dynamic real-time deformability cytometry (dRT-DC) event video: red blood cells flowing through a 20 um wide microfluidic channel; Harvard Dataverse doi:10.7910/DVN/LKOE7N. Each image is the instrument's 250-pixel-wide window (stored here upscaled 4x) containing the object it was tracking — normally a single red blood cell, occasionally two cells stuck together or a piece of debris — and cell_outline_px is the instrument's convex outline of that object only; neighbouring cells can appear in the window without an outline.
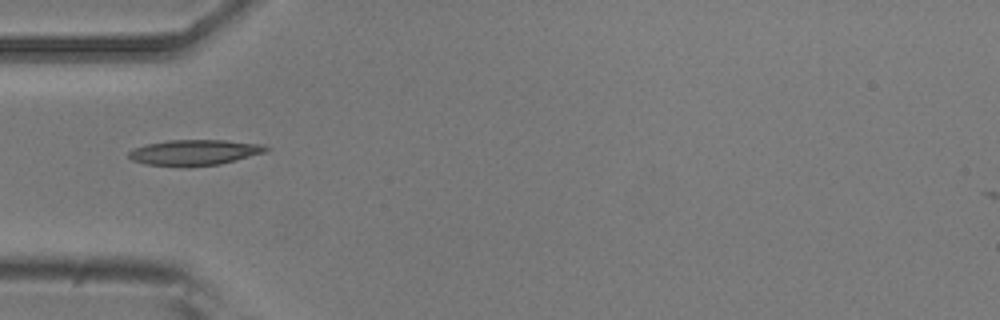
{"species": "common noctule bat (a hibernating species)", "species_latin": "Nyctalus noctula", "temperature_condition": "room temperature", "stored_images_in_passage": 5, "camera_frame_rate_fps": 3000, "um_per_image_px": 0.085, "animal": {"sex": "male", "body_mass_g": 20.5, "forearm_length_mm": 52.5}, "frame": {"image": 1, "passage_image": 1, "time_ms": 0.0, "image_size_px": [1000, 320], "cell_outline_px": [[272, 148], [264, 152], [220, 164], [188, 168], [144, 164], [132, 160], [128, 156], [128, 152], [132, 148], [148, 144], [168, 140], [224, 140], [264, 144]], "centroid_in_image_um": [16.51, 12.97], "position_along_channel_um": 68.5, "area_um2": 20.81}}
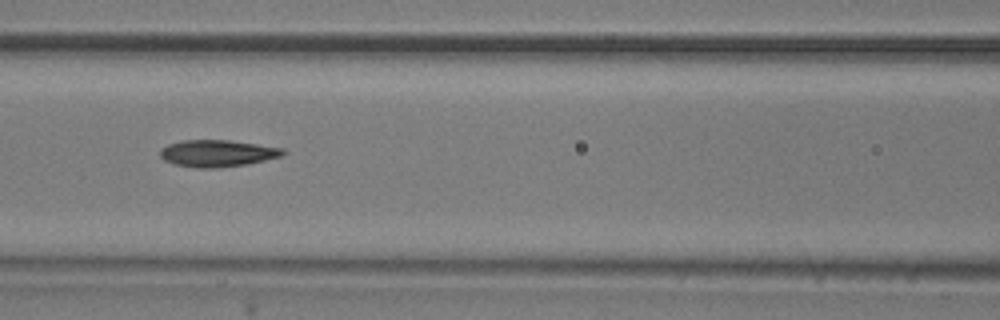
{"frame": {"image": 2, "passage_image": 3, "time_ms": 2.0, "image_size_px": [1000, 320], "cell_outline_px": [[288, 152], [280, 156], [264, 160], [244, 164], [216, 168], [196, 168], [176, 164], [164, 160], [160, 156], [160, 148], [168, 144], [184, 140], [228, 140], [284, 148]], "centroid_in_image_um": [18.46, 13.02], "position_along_channel_um": 148.1, "area_um2": 19.07}}
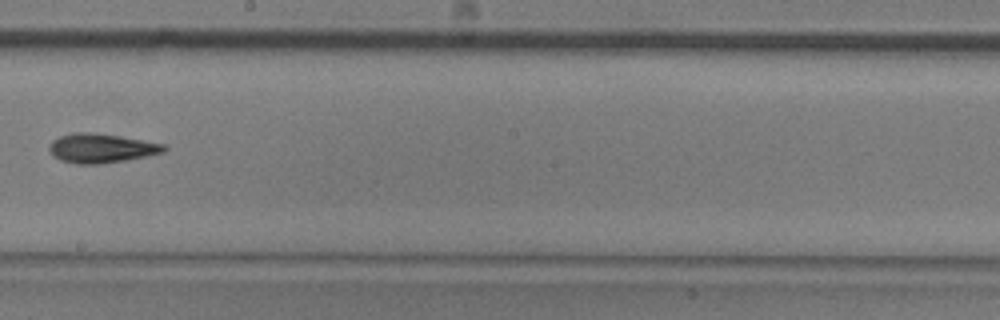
{"frame": {"image": 3, "passage_image": 5, "time_ms": 4.333, "image_size_px": [1000, 320], "cell_outline_px": [[168, 148], [164, 152], [124, 160], [96, 164], [76, 164], [60, 160], [52, 156], [48, 152], [48, 148], [52, 140], [60, 136], [76, 132], [92, 132], [120, 136], [164, 144]], "centroid_in_image_um": [8.55, 12.59], "position_along_channel_um": 239.7, "area_um2": 19.48}}